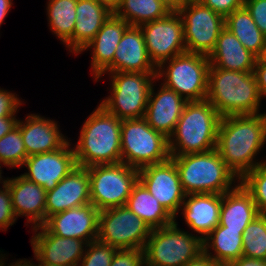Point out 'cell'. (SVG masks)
<instances>
[{
	"mask_svg": "<svg viewBox=\"0 0 266 266\" xmlns=\"http://www.w3.org/2000/svg\"><path fill=\"white\" fill-rule=\"evenodd\" d=\"M151 230L127 206L112 207L99 212L97 240L117 249L143 250Z\"/></svg>",
	"mask_w": 266,
	"mask_h": 266,
	"instance_id": "cell-11",
	"label": "cell"
},
{
	"mask_svg": "<svg viewBox=\"0 0 266 266\" xmlns=\"http://www.w3.org/2000/svg\"><path fill=\"white\" fill-rule=\"evenodd\" d=\"M240 182L251 193L259 213L266 215V163L249 171Z\"/></svg>",
	"mask_w": 266,
	"mask_h": 266,
	"instance_id": "cell-35",
	"label": "cell"
},
{
	"mask_svg": "<svg viewBox=\"0 0 266 266\" xmlns=\"http://www.w3.org/2000/svg\"><path fill=\"white\" fill-rule=\"evenodd\" d=\"M258 90L262 97L266 96V64H263L259 59L253 70Z\"/></svg>",
	"mask_w": 266,
	"mask_h": 266,
	"instance_id": "cell-42",
	"label": "cell"
},
{
	"mask_svg": "<svg viewBox=\"0 0 266 266\" xmlns=\"http://www.w3.org/2000/svg\"><path fill=\"white\" fill-rule=\"evenodd\" d=\"M25 122L18 120L27 156L46 153L62 148L68 140L60 133L57 123L31 114Z\"/></svg>",
	"mask_w": 266,
	"mask_h": 266,
	"instance_id": "cell-23",
	"label": "cell"
},
{
	"mask_svg": "<svg viewBox=\"0 0 266 266\" xmlns=\"http://www.w3.org/2000/svg\"><path fill=\"white\" fill-rule=\"evenodd\" d=\"M171 11L159 0H121L114 13L130 26L162 19Z\"/></svg>",
	"mask_w": 266,
	"mask_h": 266,
	"instance_id": "cell-31",
	"label": "cell"
},
{
	"mask_svg": "<svg viewBox=\"0 0 266 266\" xmlns=\"http://www.w3.org/2000/svg\"><path fill=\"white\" fill-rule=\"evenodd\" d=\"M221 118L207 99L187 102L169 137L170 157L216 149Z\"/></svg>",
	"mask_w": 266,
	"mask_h": 266,
	"instance_id": "cell-4",
	"label": "cell"
},
{
	"mask_svg": "<svg viewBox=\"0 0 266 266\" xmlns=\"http://www.w3.org/2000/svg\"><path fill=\"white\" fill-rule=\"evenodd\" d=\"M165 5L171 12H177L187 0H159Z\"/></svg>",
	"mask_w": 266,
	"mask_h": 266,
	"instance_id": "cell-46",
	"label": "cell"
},
{
	"mask_svg": "<svg viewBox=\"0 0 266 266\" xmlns=\"http://www.w3.org/2000/svg\"><path fill=\"white\" fill-rule=\"evenodd\" d=\"M77 0H49L47 13L52 32L66 43L74 33Z\"/></svg>",
	"mask_w": 266,
	"mask_h": 266,
	"instance_id": "cell-32",
	"label": "cell"
},
{
	"mask_svg": "<svg viewBox=\"0 0 266 266\" xmlns=\"http://www.w3.org/2000/svg\"><path fill=\"white\" fill-rule=\"evenodd\" d=\"M85 253L77 266H110L117 248L96 240L89 242Z\"/></svg>",
	"mask_w": 266,
	"mask_h": 266,
	"instance_id": "cell-36",
	"label": "cell"
},
{
	"mask_svg": "<svg viewBox=\"0 0 266 266\" xmlns=\"http://www.w3.org/2000/svg\"><path fill=\"white\" fill-rule=\"evenodd\" d=\"M18 120L15 117L0 118V138L9 133L17 126Z\"/></svg>",
	"mask_w": 266,
	"mask_h": 266,
	"instance_id": "cell-45",
	"label": "cell"
},
{
	"mask_svg": "<svg viewBox=\"0 0 266 266\" xmlns=\"http://www.w3.org/2000/svg\"><path fill=\"white\" fill-rule=\"evenodd\" d=\"M208 58L210 66L239 72H253L258 60L226 27L220 32L216 46Z\"/></svg>",
	"mask_w": 266,
	"mask_h": 266,
	"instance_id": "cell-26",
	"label": "cell"
},
{
	"mask_svg": "<svg viewBox=\"0 0 266 266\" xmlns=\"http://www.w3.org/2000/svg\"><path fill=\"white\" fill-rule=\"evenodd\" d=\"M172 224L152 229L146 241L145 266H184L203 252L201 236H193Z\"/></svg>",
	"mask_w": 266,
	"mask_h": 266,
	"instance_id": "cell-7",
	"label": "cell"
},
{
	"mask_svg": "<svg viewBox=\"0 0 266 266\" xmlns=\"http://www.w3.org/2000/svg\"><path fill=\"white\" fill-rule=\"evenodd\" d=\"M266 141V113L222 117L216 150L226 166L241 180L249 171L264 162L253 158Z\"/></svg>",
	"mask_w": 266,
	"mask_h": 266,
	"instance_id": "cell-1",
	"label": "cell"
},
{
	"mask_svg": "<svg viewBox=\"0 0 266 266\" xmlns=\"http://www.w3.org/2000/svg\"><path fill=\"white\" fill-rule=\"evenodd\" d=\"M243 256L266 260V215L259 214L242 235Z\"/></svg>",
	"mask_w": 266,
	"mask_h": 266,
	"instance_id": "cell-33",
	"label": "cell"
},
{
	"mask_svg": "<svg viewBox=\"0 0 266 266\" xmlns=\"http://www.w3.org/2000/svg\"><path fill=\"white\" fill-rule=\"evenodd\" d=\"M33 266H62V265L39 263L38 265L33 264Z\"/></svg>",
	"mask_w": 266,
	"mask_h": 266,
	"instance_id": "cell-51",
	"label": "cell"
},
{
	"mask_svg": "<svg viewBox=\"0 0 266 266\" xmlns=\"http://www.w3.org/2000/svg\"><path fill=\"white\" fill-rule=\"evenodd\" d=\"M112 13L97 0H77L74 33L65 43L70 52L81 53Z\"/></svg>",
	"mask_w": 266,
	"mask_h": 266,
	"instance_id": "cell-25",
	"label": "cell"
},
{
	"mask_svg": "<svg viewBox=\"0 0 266 266\" xmlns=\"http://www.w3.org/2000/svg\"><path fill=\"white\" fill-rule=\"evenodd\" d=\"M22 103L15 96V94L8 92L7 90L0 89V118L2 117H15L17 108Z\"/></svg>",
	"mask_w": 266,
	"mask_h": 266,
	"instance_id": "cell-41",
	"label": "cell"
},
{
	"mask_svg": "<svg viewBox=\"0 0 266 266\" xmlns=\"http://www.w3.org/2000/svg\"><path fill=\"white\" fill-rule=\"evenodd\" d=\"M6 183L11 192L12 207L16 218L20 215L28 217L27 222L34 224L33 228L43 225L47 191L22 175L7 178Z\"/></svg>",
	"mask_w": 266,
	"mask_h": 266,
	"instance_id": "cell-22",
	"label": "cell"
},
{
	"mask_svg": "<svg viewBox=\"0 0 266 266\" xmlns=\"http://www.w3.org/2000/svg\"><path fill=\"white\" fill-rule=\"evenodd\" d=\"M0 266H5L4 261H2V259H1V256H0ZM9 266H33V263H31L28 260L26 261V259L24 261H23V259L22 260L20 259V261L18 260L16 263L11 264Z\"/></svg>",
	"mask_w": 266,
	"mask_h": 266,
	"instance_id": "cell-49",
	"label": "cell"
},
{
	"mask_svg": "<svg viewBox=\"0 0 266 266\" xmlns=\"http://www.w3.org/2000/svg\"><path fill=\"white\" fill-rule=\"evenodd\" d=\"M202 0H187V2H201Z\"/></svg>",
	"mask_w": 266,
	"mask_h": 266,
	"instance_id": "cell-52",
	"label": "cell"
},
{
	"mask_svg": "<svg viewBox=\"0 0 266 266\" xmlns=\"http://www.w3.org/2000/svg\"><path fill=\"white\" fill-rule=\"evenodd\" d=\"M122 120L100 104L82 125L74 147L76 163L82 167L121 162Z\"/></svg>",
	"mask_w": 266,
	"mask_h": 266,
	"instance_id": "cell-2",
	"label": "cell"
},
{
	"mask_svg": "<svg viewBox=\"0 0 266 266\" xmlns=\"http://www.w3.org/2000/svg\"><path fill=\"white\" fill-rule=\"evenodd\" d=\"M90 177V202L99 210L126 206L139 181V169L123 162L87 167Z\"/></svg>",
	"mask_w": 266,
	"mask_h": 266,
	"instance_id": "cell-10",
	"label": "cell"
},
{
	"mask_svg": "<svg viewBox=\"0 0 266 266\" xmlns=\"http://www.w3.org/2000/svg\"><path fill=\"white\" fill-rule=\"evenodd\" d=\"M112 94L100 105L118 119H140L145 115L157 72H112Z\"/></svg>",
	"mask_w": 266,
	"mask_h": 266,
	"instance_id": "cell-8",
	"label": "cell"
},
{
	"mask_svg": "<svg viewBox=\"0 0 266 266\" xmlns=\"http://www.w3.org/2000/svg\"><path fill=\"white\" fill-rule=\"evenodd\" d=\"M161 85L156 94L152 84L143 118L155 131L161 132L169 138L176 128L187 101L174 90Z\"/></svg>",
	"mask_w": 266,
	"mask_h": 266,
	"instance_id": "cell-19",
	"label": "cell"
},
{
	"mask_svg": "<svg viewBox=\"0 0 266 266\" xmlns=\"http://www.w3.org/2000/svg\"><path fill=\"white\" fill-rule=\"evenodd\" d=\"M99 210L88 203L48 217L43 226L51 233L87 243L98 238Z\"/></svg>",
	"mask_w": 266,
	"mask_h": 266,
	"instance_id": "cell-16",
	"label": "cell"
},
{
	"mask_svg": "<svg viewBox=\"0 0 266 266\" xmlns=\"http://www.w3.org/2000/svg\"><path fill=\"white\" fill-rule=\"evenodd\" d=\"M244 7L260 31L266 36V0H245Z\"/></svg>",
	"mask_w": 266,
	"mask_h": 266,
	"instance_id": "cell-39",
	"label": "cell"
},
{
	"mask_svg": "<svg viewBox=\"0 0 266 266\" xmlns=\"http://www.w3.org/2000/svg\"><path fill=\"white\" fill-rule=\"evenodd\" d=\"M31 245L38 263L62 266H77L82 259L87 242L76 238H65L51 234L43 225L33 228Z\"/></svg>",
	"mask_w": 266,
	"mask_h": 266,
	"instance_id": "cell-17",
	"label": "cell"
},
{
	"mask_svg": "<svg viewBox=\"0 0 266 266\" xmlns=\"http://www.w3.org/2000/svg\"><path fill=\"white\" fill-rule=\"evenodd\" d=\"M88 203H91L88 169L77 165L54 189L47 191L45 221L53 214Z\"/></svg>",
	"mask_w": 266,
	"mask_h": 266,
	"instance_id": "cell-18",
	"label": "cell"
},
{
	"mask_svg": "<svg viewBox=\"0 0 266 266\" xmlns=\"http://www.w3.org/2000/svg\"><path fill=\"white\" fill-rule=\"evenodd\" d=\"M139 181L175 219L186 196L175 163L169 159L145 166L139 169Z\"/></svg>",
	"mask_w": 266,
	"mask_h": 266,
	"instance_id": "cell-14",
	"label": "cell"
},
{
	"mask_svg": "<svg viewBox=\"0 0 266 266\" xmlns=\"http://www.w3.org/2000/svg\"><path fill=\"white\" fill-rule=\"evenodd\" d=\"M221 203L222 194L200 193L185 196L184 206H181L185 222L191 230L202 235V240L219 225Z\"/></svg>",
	"mask_w": 266,
	"mask_h": 266,
	"instance_id": "cell-24",
	"label": "cell"
},
{
	"mask_svg": "<svg viewBox=\"0 0 266 266\" xmlns=\"http://www.w3.org/2000/svg\"><path fill=\"white\" fill-rule=\"evenodd\" d=\"M110 266H145L144 252L138 249H117Z\"/></svg>",
	"mask_w": 266,
	"mask_h": 266,
	"instance_id": "cell-38",
	"label": "cell"
},
{
	"mask_svg": "<svg viewBox=\"0 0 266 266\" xmlns=\"http://www.w3.org/2000/svg\"><path fill=\"white\" fill-rule=\"evenodd\" d=\"M261 98L253 72L210 66L206 99L222 117L259 114Z\"/></svg>",
	"mask_w": 266,
	"mask_h": 266,
	"instance_id": "cell-3",
	"label": "cell"
},
{
	"mask_svg": "<svg viewBox=\"0 0 266 266\" xmlns=\"http://www.w3.org/2000/svg\"><path fill=\"white\" fill-rule=\"evenodd\" d=\"M166 63L169 66L164 70ZM209 68L208 56L185 52L163 62L157 68L156 77L165 76L163 85L187 102L202 101L207 95Z\"/></svg>",
	"mask_w": 266,
	"mask_h": 266,
	"instance_id": "cell-9",
	"label": "cell"
},
{
	"mask_svg": "<svg viewBox=\"0 0 266 266\" xmlns=\"http://www.w3.org/2000/svg\"><path fill=\"white\" fill-rule=\"evenodd\" d=\"M228 266H266V260L244 257L233 260L227 264Z\"/></svg>",
	"mask_w": 266,
	"mask_h": 266,
	"instance_id": "cell-43",
	"label": "cell"
},
{
	"mask_svg": "<svg viewBox=\"0 0 266 266\" xmlns=\"http://www.w3.org/2000/svg\"><path fill=\"white\" fill-rule=\"evenodd\" d=\"M170 158L169 138L155 131L144 118L122 120L121 162L141 169Z\"/></svg>",
	"mask_w": 266,
	"mask_h": 266,
	"instance_id": "cell-6",
	"label": "cell"
},
{
	"mask_svg": "<svg viewBox=\"0 0 266 266\" xmlns=\"http://www.w3.org/2000/svg\"><path fill=\"white\" fill-rule=\"evenodd\" d=\"M7 180L3 182V189L0 188V228L1 230L7 229L16 221V217L12 207L11 192Z\"/></svg>",
	"mask_w": 266,
	"mask_h": 266,
	"instance_id": "cell-37",
	"label": "cell"
},
{
	"mask_svg": "<svg viewBox=\"0 0 266 266\" xmlns=\"http://www.w3.org/2000/svg\"><path fill=\"white\" fill-rule=\"evenodd\" d=\"M69 143L58 150L28 156L23 164L28 167V173L22 176L46 191L54 189L77 166L74 149Z\"/></svg>",
	"mask_w": 266,
	"mask_h": 266,
	"instance_id": "cell-15",
	"label": "cell"
},
{
	"mask_svg": "<svg viewBox=\"0 0 266 266\" xmlns=\"http://www.w3.org/2000/svg\"><path fill=\"white\" fill-rule=\"evenodd\" d=\"M258 59L263 63L266 64V46L262 51V54L258 57Z\"/></svg>",
	"mask_w": 266,
	"mask_h": 266,
	"instance_id": "cell-50",
	"label": "cell"
},
{
	"mask_svg": "<svg viewBox=\"0 0 266 266\" xmlns=\"http://www.w3.org/2000/svg\"><path fill=\"white\" fill-rule=\"evenodd\" d=\"M201 2L226 18L234 10L244 7L245 0H202Z\"/></svg>",
	"mask_w": 266,
	"mask_h": 266,
	"instance_id": "cell-40",
	"label": "cell"
},
{
	"mask_svg": "<svg viewBox=\"0 0 266 266\" xmlns=\"http://www.w3.org/2000/svg\"><path fill=\"white\" fill-rule=\"evenodd\" d=\"M11 6L12 0H0V25L3 23L6 15H8Z\"/></svg>",
	"mask_w": 266,
	"mask_h": 266,
	"instance_id": "cell-47",
	"label": "cell"
},
{
	"mask_svg": "<svg viewBox=\"0 0 266 266\" xmlns=\"http://www.w3.org/2000/svg\"><path fill=\"white\" fill-rule=\"evenodd\" d=\"M225 27L230 30L242 45L259 57L266 46V36L255 24L245 7L234 10L225 18Z\"/></svg>",
	"mask_w": 266,
	"mask_h": 266,
	"instance_id": "cell-30",
	"label": "cell"
},
{
	"mask_svg": "<svg viewBox=\"0 0 266 266\" xmlns=\"http://www.w3.org/2000/svg\"><path fill=\"white\" fill-rule=\"evenodd\" d=\"M219 264L214 261V259L204 252H202L198 257L189 261L184 266H218Z\"/></svg>",
	"mask_w": 266,
	"mask_h": 266,
	"instance_id": "cell-44",
	"label": "cell"
},
{
	"mask_svg": "<svg viewBox=\"0 0 266 266\" xmlns=\"http://www.w3.org/2000/svg\"><path fill=\"white\" fill-rule=\"evenodd\" d=\"M126 206L151 229L168 226L176 220L140 181L133 187Z\"/></svg>",
	"mask_w": 266,
	"mask_h": 266,
	"instance_id": "cell-28",
	"label": "cell"
},
{
	"mask_svg": "<svg viewBox=\"0 0 266 266\" xmlns=\"http://www.w3.org/2000/svg\"><path fill=\"white\" fill-rule=\"evenodd\" d=\"M114 12L120 5L121 0H97Z\"/></svg>",
	"mask_w": 266,
	"mask_h": 266,
	"instance_id": "cell-48",
	"label": "cell"
},
{
	"mask_svg": "<svg viewBox=\"0 0 266 266\" xmlns=\"http://www.w3.org/2000/svg\"><path fill=\"white\" fill-rule=\"evenodd\" d=\"M0 165H1V164H0ZM0 169H1V166H0ZM1 174H2V173H1V170H0V178L2 179V176H1ZM1 179H0V182H1Z\"/></svg>",
	"mask_w": 266,
	"mask_h": 266,
	"instance_id": "cell-53",
	"label": "cell"
},
{
	"mask_svg": "<svg viewBox=\"0 0 266 266\" xmlns=\"http://www.w3.org/2000/svg\"><path fill=\"white\" fill-rule=\"evenodd\" d=\"M243 232L244 230H233L218 225L203 239V252L212 257L216 263L227 265L243 256ZM209 248L214 250L215 256L208 252Z\"/></svg>",
	"mask_w": 266,
	"mask_h": 266,
	"instance_id": "cell-29",
	"label": "cell"
},
{
	"mask_svg": "<svg viewBox=\"0 0 266 266\" xmlns=\"http://www.w3.org/2000/svg\"><path fill=\"white\" fill-rule=\"evenodd\" d=\"M130 25L114 12L105 21L95 37L82 50L93 47L92 71L96 80L104 73L113 72V58L125 30Z\"/></svg>",
	"mask_w": 266,
	"mask_h": 266,
	"instance_id": "cell-20",
	"label": "cell"
},
{
	"mask_svg": "<svg viewBox=\"0 0 266 266\" xmlns=\"http://www.w3.org/2000/svg\"><path fill=\"white\" fill-rule=\"evenodd\" d=\"M170 159L175 163L186 195L224 194L233 189L234 180L240 181L226 166L216 149L173 156Z\"/></svg>",
	"mask_w": 266,
	"mask_h": 266,
	"instance_id": "cell-5",
	"label": "cell"
},
{
	"mask_svg": "<svg viewBox=\"0 0 266 266\" xmlns=\"http://www.w3.org/2000/svg\"><path fill=\"white\" fill-rule=\"evenodd\" d=\"M177 12L183 22L186 51L209 56L225 27V18L202 2H186Z\"/></svg>",
	"mask_w": 266,
	"mask_h": 266,
	"instance_id": "cell-12",
	"label": "cell"
},
{
	"mask_svg": "<svg viewBox=\"0 0 266 266\" xmlns=\"http://www.w3.org/2000/svg\"><path fill=\"white\" fill-rule=\"evenodd\" d=\"M113 72H157L140 26H129L125 30L115 51Z\"/></svg>",
	"mask_w": 266,
	"mask_h": 266,
	"instance_id": "cell-21",
	"label": "cell"
},
{
	"mask_svg": "<svg viewBox=\"0 0 266 266\" xmlns=\"http://www.w3.org/2000/svg\"><path fill=\"white\" fill-rule=\"evenodd\" d=\"M259 214L251 193L240 181L232 190L222 194L219 225L233 230H245Z\"/></svg>",
	"mask_w": 266,
	"mask_h": 266,
	"instance_id": "cell-27",
	"label": "cell"
},
{
	"mask_svg": "<svg viewBox=\"0 0 266 266\" xmlns=\"http://www.w3.org/2000/svg\"><path fill=\"white\" fill-rule=\"evenodd\" d=\"M27 152L21 136L20 128L17 125L9 133L0 138V164L10 167H21L26 158Z\"/></svg>",
	"mask_w": 266,
	"mask_h": 266,
	"instance_id": "cell-34",
	"label": "cell"
},
{
	"mask_svg": "<svg viewBox=\"0 0 266 266\" xmlns=\"http://www.w3.org/2000/svg\"><path fill=\"white\" fill-rule=\"evenodd\" d=\"M152 63L158 68L163 62L187 52L183 22L178 12L140 25Z\"/></svg>",
	"mask_w": 266,
	"mask_h": 266,
	"instance_id": "cell-13",
	"label": "cell"
}]
</instances>
